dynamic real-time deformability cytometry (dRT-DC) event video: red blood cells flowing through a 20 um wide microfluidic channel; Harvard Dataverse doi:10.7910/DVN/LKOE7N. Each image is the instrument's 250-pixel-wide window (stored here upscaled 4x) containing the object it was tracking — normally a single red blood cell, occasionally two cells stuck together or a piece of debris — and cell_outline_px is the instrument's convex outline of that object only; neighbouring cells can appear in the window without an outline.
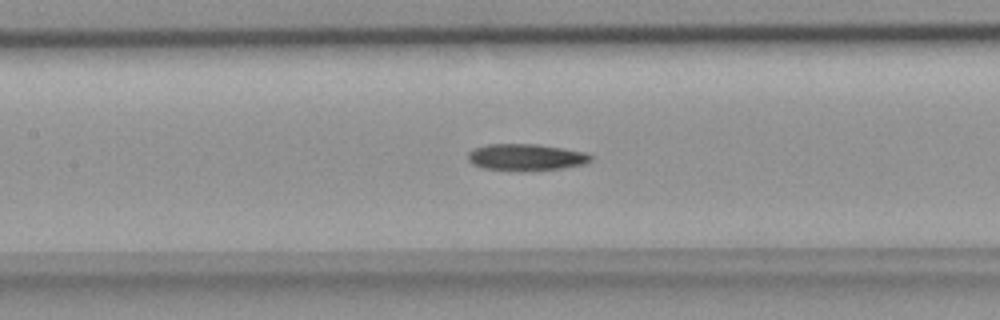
{"species": "common noctule bat (a hibernating species)", "species_latin": "Nyctalus noctula", "temperature_condition": "room temperature", "stored_images_in_passage": 44, "camera_frame_rate_fps": 3000, "um_per_image_px": 0.085, "animal": {"sex": "female", "body_mass_g": 18.4}, "frame": {"image": 1, "passage_image": 16, "time_ms": 5.0, "image_size_px": [1000, 320], "cell_outline_px": [[592, 160], [584, 164], [560, 168], [484, 168], [472, 164], [468, 160], [468, 152], [472, 148], [488, 144], [536, 144], [564, 148], [584, 152], [592, 156]], "centroid_in_image_um": [44.69, 13.31], "position_along_channel_um": 162.7, "area_um2": 18.21}}
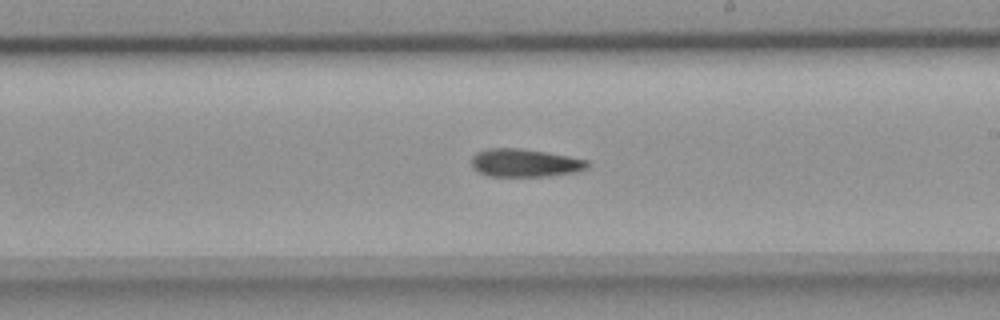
{"frame": {"image": 2, "passage_image": 22, "time_ms": 7.0, "image_size_px": [1000, 320], "cell_outline_px": [[588, 168], [576, 172], [548, 176], [488, 176], [472, 168], [472, 156], [476, 152], [488, 148], [520, 148], [568, 156], [588, 160]], "centroid_in_image_um": [44.6, 13.85], "position_along_channel_um": 244.4, "area_um2": 18.9}}
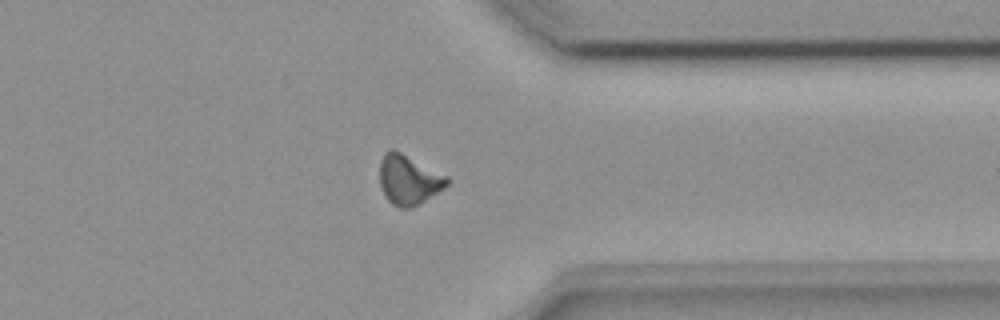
{"frame": {"image": 3, "passage_image": 32, "time_ms": 10.333, "image_size_px": [1000, 320], "cell_outline_px": [[452, 180], [444, 188], [420, 204], [412, 208], [400, 208], [392, 204], [388, 200], [380, 184], [380, 160], [384, 152], [392, 148], [448, 176]], "centroid_in_image_um": [34.75, 15.28], "position_along_channel_um": 376.6, "area_um2": 19.54}}